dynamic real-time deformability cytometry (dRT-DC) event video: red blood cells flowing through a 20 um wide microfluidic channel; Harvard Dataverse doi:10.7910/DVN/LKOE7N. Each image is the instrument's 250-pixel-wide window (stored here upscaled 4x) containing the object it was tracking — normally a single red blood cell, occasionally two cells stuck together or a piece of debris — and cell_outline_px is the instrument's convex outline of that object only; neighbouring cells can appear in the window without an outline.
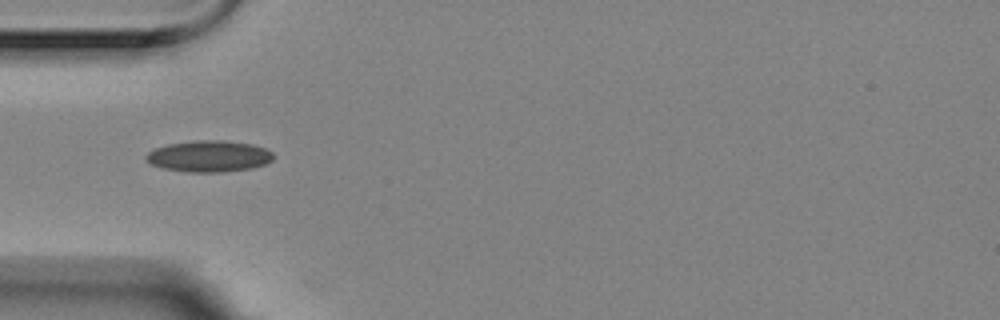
{"species": "Egyptian fruit bat (a non-hibernating species)", "species_latin": "Rousettus aegyptiacus", "temperature_condition": "room temperature", "stored_images_in_passage": 8, "camera_frame_rate_fps": 3000, "um_per_image_px": 0.085, "animal": {"sex": "female"}, "frame": {"image": 1, "passage_image": 4, "time_ms": 1.0, "image_size_px": [1000, 320], "cell_outline_px": [[272, 160], [264, 164], [252, 168], [224, 172], [184, 172], [160, 168], [148, 164], [144, 160], [144, 156], [148, 152], [156, 148], [168, 144], [192, 140], [224, 140], [252, 144], [264, 148], [272, 152]], "centroid_in_image_um": [17.69, 13.28], "position_along_channel_um": 67.3, "area_um2": 23.58}}
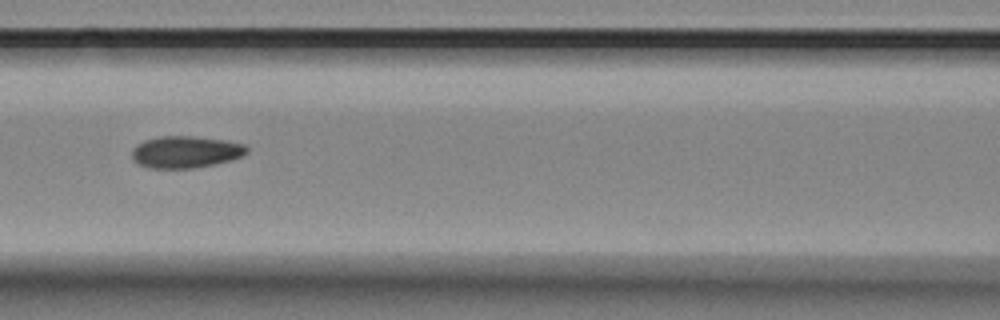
{"frame": {"image": 2, "passage_image": 6, "time_ms": 1.667, "image_size_px": [1000, 320], "cell_outline_px": [[248, 152], [244, 156], [232, 160], [216, 164], [192, 168], [148, 168], [132, 160], [132, 152], [144, 140], [160, 136], [192, 136], [228, 140], [244, 144], [248, 148]], "centroid_in_image_um": [15.84, 12.92], "position_along_channel_um": 150.8, "area_um2": 21.44}}
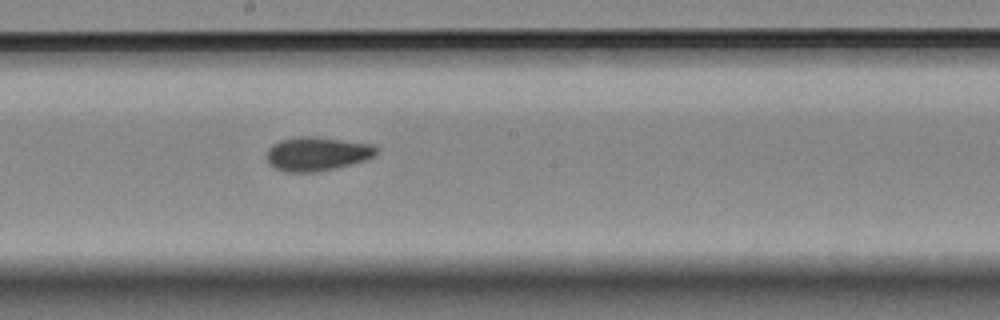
{"frame": {"image": 3, "passage_image": 8, "time_ms": 2.333, "image_size_px": [1000, 320], "cell_outline_px": [[376, 152], [372, 156], [364, 160], [336, 168], [320, 172], [284, 172], [272, 168], [268, 164], [264, 156], [268, 148], [272, 144], [280, 140], [300, 136], [316, 136], [372, 144], [376, 148]], "centroid_in_image_um": [26.84, 13.08], "position_along_channel_um": 221.4, "area_um2": 21.96}}